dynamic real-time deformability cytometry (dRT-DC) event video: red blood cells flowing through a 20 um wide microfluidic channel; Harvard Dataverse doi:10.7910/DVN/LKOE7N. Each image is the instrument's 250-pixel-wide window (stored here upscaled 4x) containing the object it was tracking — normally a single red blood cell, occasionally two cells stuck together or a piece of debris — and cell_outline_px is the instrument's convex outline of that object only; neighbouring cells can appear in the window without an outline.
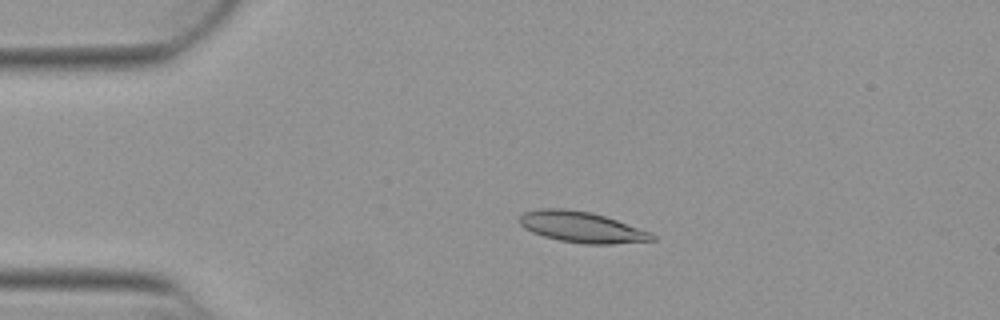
{"species": "Egyptian fruit bat (a non-hibernating species)", "species_latin": "Rousettus aegyptiacus", "temperature_condition": "warm", "stored_images_in_passage": 49, "camera_frame_rate_fps": 3000, "um_per_image_px": 0.085, "animal": {"sex": "female"}, "frame": {"image": 1, "passage_image": 8, "time_ms": 2.333, "image_size_px": [1000, 320], "cell_outline_px": [[656, 240], [612, 244], [584, 244], [560, 240], [544, 236], [532, 232], [524, 228], [520, 224], [520, 216], [524, 212], [536, 208], [564, 208], [592, 212], [652, 232], [656, 236]], "centroid_in_image_um": [49.45, 19.3], "position_along_channel_um": 35.6, "area_um2": 23.93}}
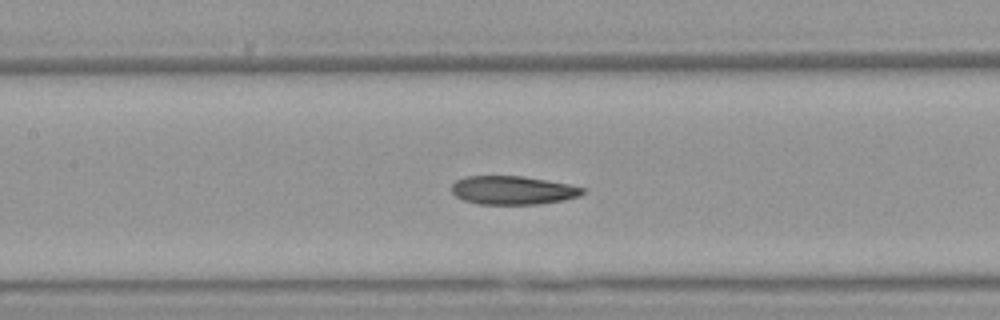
{"frame": {"image": 2, "passage_image": 21, "time_ms": 6.667, "image_size_px": [1000, 320], "cell_outline_px": [[584, 192], [580, 196], [564, 200], [540, 204], [476, 204], [464, 200], [456, 196], [452, 192], [452, 184], [456, 180], [468, 176], [524, 176], [568, 184], [584, 188]], "centroid_in_image_um": [43.59, 16.17], "position_along_channel_um": 163.8, "area_um2": 21.79}}
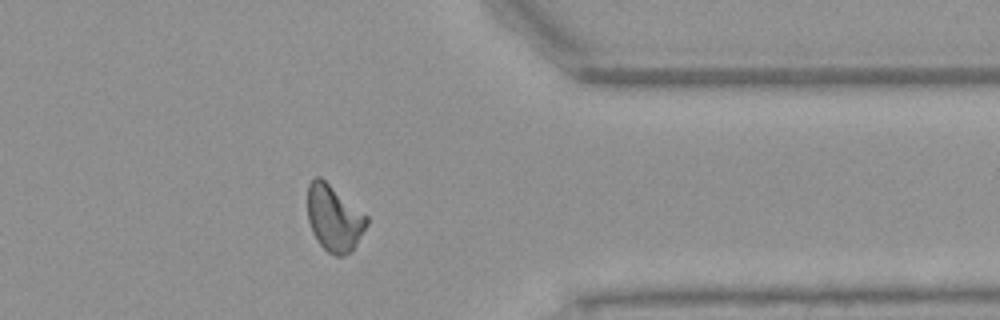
{"frame": {"image": 3, "passage_image": 39, "time_ms": 12.667, "image_size_px": [1000, 320], "cell_outline_px": [[368, 224], [352, 252], [344, 256], [336, 256], [328, 252], [316, 240], [312, 232], [308, 220], [308, 184], [316, 176], [320, 176], [368, 216]], "centroid_in_image_um": [28.4, 18.57], "position_along_channel_um": 383.0, "area_um2": 22.89}, "authors_computed_cell_mechanics": {"area_um2": 22.7154, "velocity_mm_per_s": 3.8703, "shape_relaxation_time_tau1_ms": null, "shape_relaxation_time_tau2_ms": 4.3085, "deformation_change_tau1": null, "deformation_change_tau2": 0.1287}}